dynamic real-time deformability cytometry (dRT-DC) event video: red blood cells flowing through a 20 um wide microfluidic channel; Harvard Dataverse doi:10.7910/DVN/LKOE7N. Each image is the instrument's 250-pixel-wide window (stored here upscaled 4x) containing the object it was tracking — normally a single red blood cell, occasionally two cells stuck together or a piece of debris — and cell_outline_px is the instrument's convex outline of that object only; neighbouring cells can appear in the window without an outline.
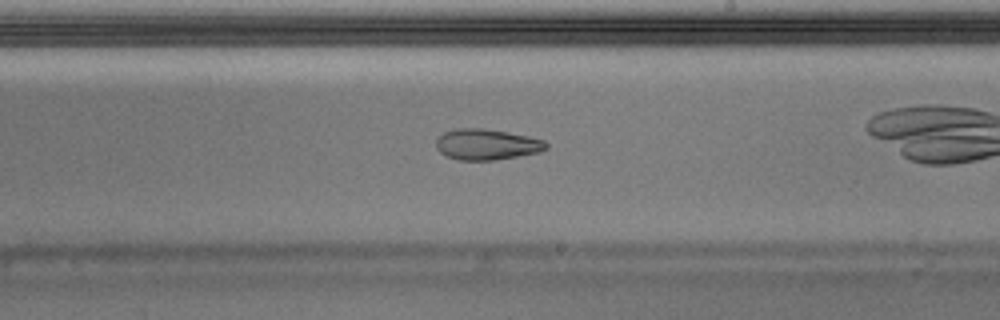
{"species": "Egyptian fruit bat (a non-hibernating species)", "species_latin": "Rousettus aegyptiacus", "temperature_condition": "warm", "stored_images_in_passage": 30, "camera_frame_rate_fps": 3000, "um_per_image_px": 0.085, "animal": {"sex": "male"}, "frame": {"image": 1, "passage_image": 13, "time_ms": 4.0, "image_size_px": [1000, 320], "cell_outline_px": [[548, 148], [540, 152], [496, 160], [460, 160], [448, 156], [440, 152], [436, 148], [436, 140], [444, 132], [456, 128], [484, 128], [508, 132], [528, 136], [544, 140], [548, 144]], "centroid_in_image_um": [41.39, 12.27], "position_along_channel_um": 247.6, "area_um2": 19.83}}